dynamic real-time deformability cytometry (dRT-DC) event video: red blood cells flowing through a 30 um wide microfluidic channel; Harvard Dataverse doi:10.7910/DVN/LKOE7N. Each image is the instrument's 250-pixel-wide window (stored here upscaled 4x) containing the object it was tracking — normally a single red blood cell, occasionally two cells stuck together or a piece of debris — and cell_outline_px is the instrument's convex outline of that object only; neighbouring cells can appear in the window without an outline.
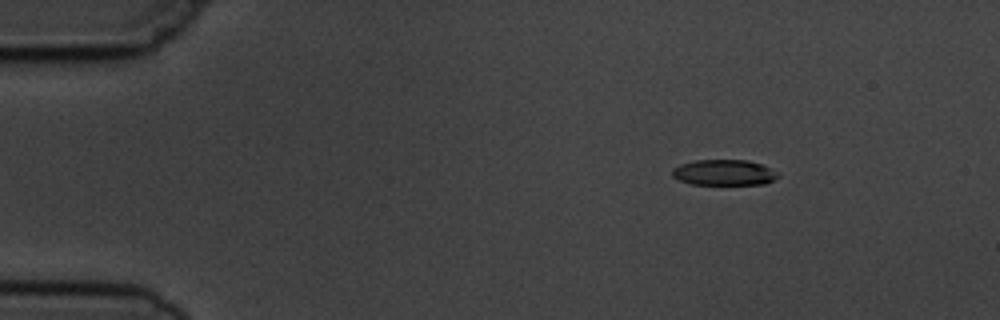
{"species": "common noctule bat (a hibernating species)", "species_latin": "Nyctalus noctula", "temperature_condition": "cold", "stored_images_in_passage": 9, "camera_frame_rate_fps": 3000, "um_per_image_px": 0.085, "animal": {"sex": "male", "body_mass_g": 19.5, "forearm_length_mm": 54.6}, "frame": {"image": 1, "passage_image": 3, "time_ms": 2.0, "image_size_px": [1000, 320], "cell_outline_px": [[780, 176], [776, 180], [764, 184], [692, 184], [680, 180], [672, 176], [672, 168], [680, 164], [696, 160], [748, 160], [760, 164], [780, 172]], "centroid_in_image_um": [61.59, 14.66], "position_along_channel_um": 23.4, "area_um2": 15.95}}
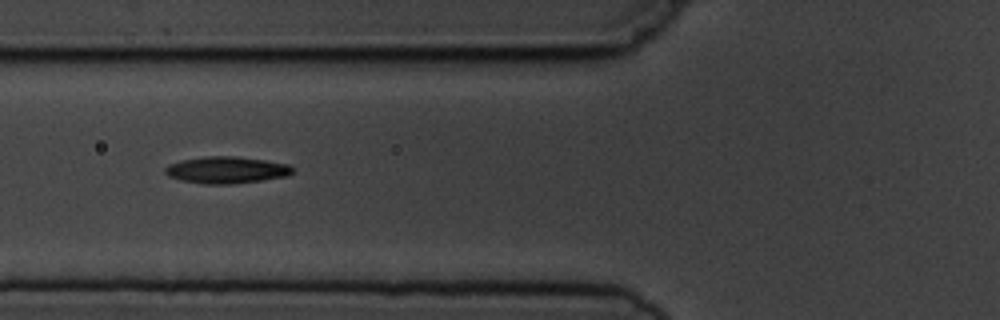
{"frame": {"image": 2, "passage_image": 7, "time_ms": 6.333, "image_size_px": [1000, 320], "cell_outline_px": [[292, 172], [288, 176], [232, 184], [204, 184], [180, 180], [168, 176], [164, 172], [164, 168], [168, 164], [180, 160], [204, 156], [236, 156], [264, 160], [288, 164], [292, 168]], "centroid_in_image_um": [19.19, 14.44], "position_along_channel_um": 106.6, "area_um2": 19.94}}
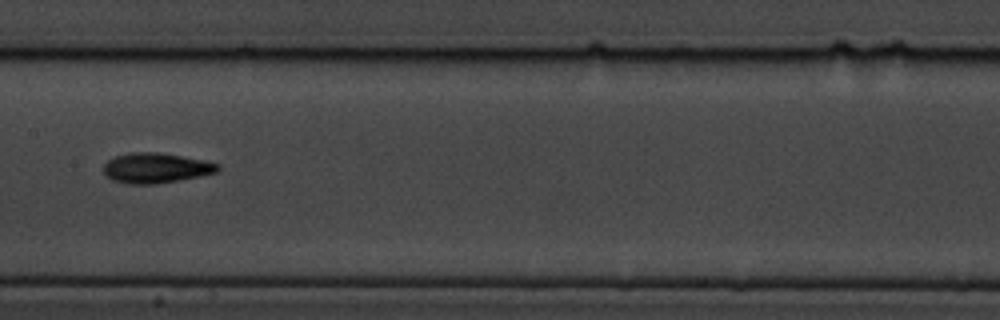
{"frame": {"image": 3, "passage_image": 9, "time_ms": 8.667, "image_size_px": [1000, 320], "cell_outline_px": [[220, 168], [216, 172], [180, 180], [156, 184], [128, 184], [112, 180], [104, 172], [104, 164], [108, 160], [116, 156], [132, 152], [156, 152], [204, 160], [220, 164]], "centroid_in_image_um": [13.24, 14.28], "position_along_channel_um": 194.2, "area_um2": 19.88}}